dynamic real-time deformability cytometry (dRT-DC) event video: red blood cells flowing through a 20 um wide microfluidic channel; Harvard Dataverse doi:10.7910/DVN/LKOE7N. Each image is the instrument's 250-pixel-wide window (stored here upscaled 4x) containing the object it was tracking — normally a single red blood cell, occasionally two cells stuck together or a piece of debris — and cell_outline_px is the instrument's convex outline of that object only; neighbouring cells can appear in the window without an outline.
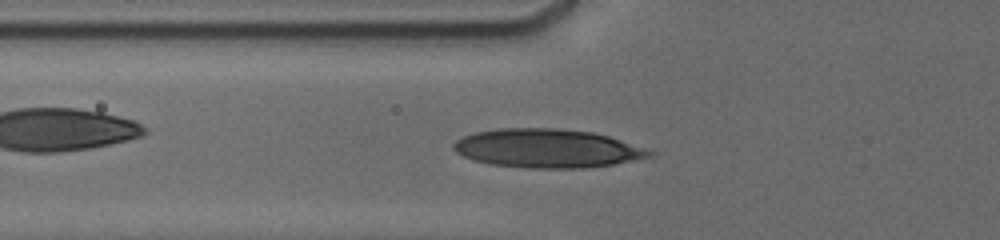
{"species": "human", "species_latin": "Homo sapiens", "temperature_condition": "cold", "stored_images_in_passage": 59, "camera_frame_rate_fps": 3000, "um_per_image_px": 0.085, "donor": {"sex": "male"}, "frame": {"image": 1, "passage_image": 23, "time_ms": 6.667, "image_size_px": [1000, 240], "cell_outline_px": [[656, 152], [652, 156], [612, 164], [584, 168], [524, 168], [492, 164], [476, 160], [464, 156], [456, 152], [452, 148], [452, 144], [456, 140], [472, 132], [500, 128], [552, 128], [592, 132], [608, 136]], "centroid_in_image_um": [46.47, 12.61], "position_along_channel_um": 79.3, "area_um2": 43.93}}
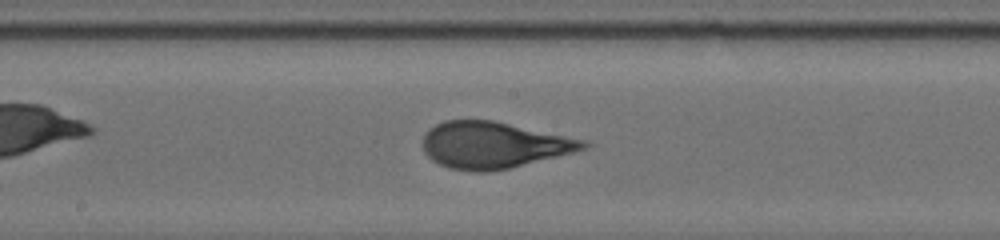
{"frame": {"image": 2, "passage_image": 35, "time_ms": 10.0, "image_size_px": [1000, 240], "cell_outline_px": [[588, 144], [584, 148], [572, 152], [508, 168], [484, 172], [476, 172], [448, 168], [432, 160], [424, 152], [420, 144], [424, 132], [428, 128], [444, 120], [492, 120], [584, 140]], "centroid_in_image_um": [41.82, 12.32], "position_along_channel_um": 206.4, "area_um2": 43.06}}
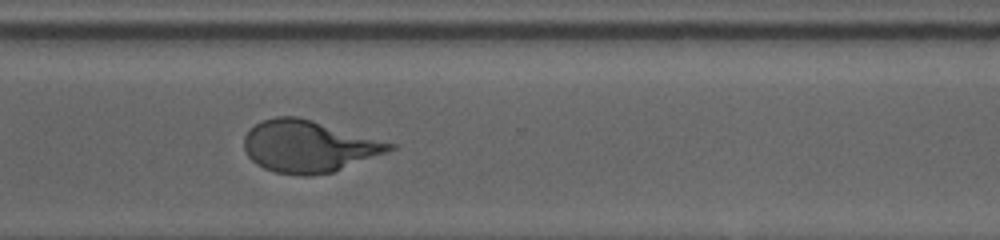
{"frame": {"image": 3, "passage_image": 47, "time_ms": 13.667, "image_size_px": [1000, 240], "cell_outline_px": [[396, 148], [388, 152], [332, 172], [312, 176], [296, 176], [276, 172], [264, 168], [256, 164], [248, 156], [244, 148], [244, 136], [256, 124], [264, 120], [276, 116], [296, 116], [312, 120], [396, 144]], "centroid_in_image_um": [26.23, 12.45], "position_along_channel_um": 344.4, "area_um2": 43.75}, "authors_computed_cell_mechanics": {"area_um2": 42.5408, "velocity_mm_per_s": 3.7803, "shape_relaxation_time_tau1_ms": 4.4329, "shape_relaxation_time_tau2_ms": null, "deformation_change_tau1": 0.2082, "deformation_change_tau2": null}}